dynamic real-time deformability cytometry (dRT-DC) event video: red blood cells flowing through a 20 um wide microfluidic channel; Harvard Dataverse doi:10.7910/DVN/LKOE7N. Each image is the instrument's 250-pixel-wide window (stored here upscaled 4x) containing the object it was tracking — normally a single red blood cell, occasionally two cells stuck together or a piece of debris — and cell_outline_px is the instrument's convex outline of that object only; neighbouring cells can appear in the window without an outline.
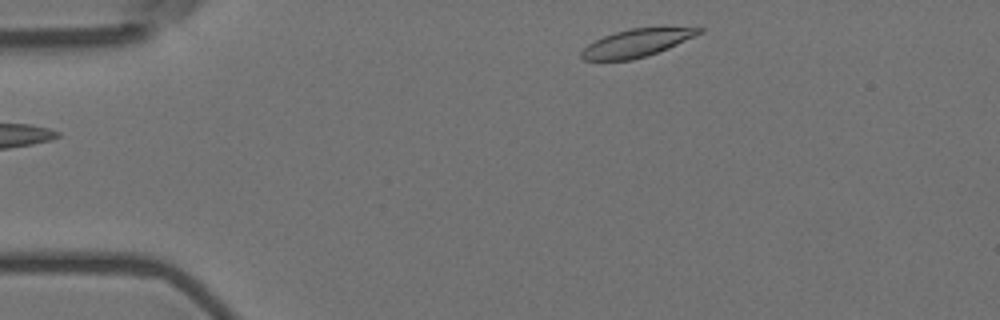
{"species": "Egyptian fruit bat (a non-hibernating species)", "species_latin": "Rousettus aegyptiacus", "temperature_condition": "room temperature", "stored_images_in_passage": 48, "camera_frame_rate_fps": 3000, "um_per_image_px": 0.085, "animal": {"sex": "female"}, "frame": {"image": 1, "passage_image": 1, "time_ms": 0.0, "image_size_px": [1000, 320], "cell_outline_px": [[704, 32], [668, 48], [632, 60], [584, 60], [580, 56], [580, 52], [588, 44], [604, 36], [616, 32], [632, 28], [704, 28]], "centroid_in_image_um": [54.09, 3.66], "position_along_channel_um": 30.9, "area_um2": 18.55}}
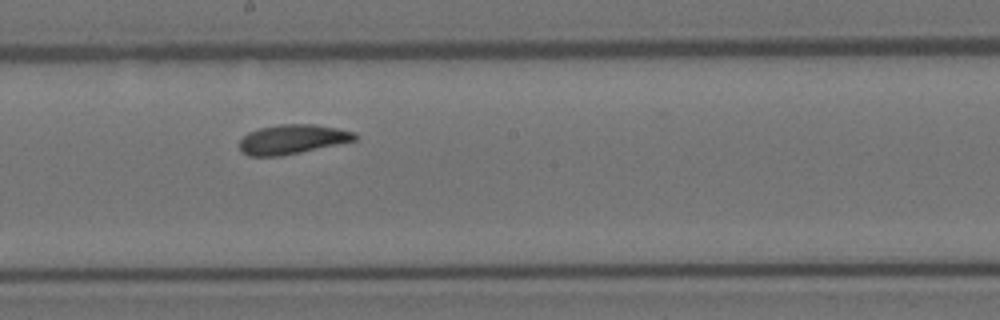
{"frame": {"image": 2, "passage_image": 22, "time_ms": 7.0, "image_size_px": [1000, 320], "cell_outline_px": [[356, 140], [300, 152], [280, 156], [248, 156], [240, 152], [240, 140], [248, 132], [260, 128], [280, 124], [316, 124], [356, 132]], "centroid_in_image_um": [24.82, 11.84], "position_along_channel_um": 223.4, "area_um2": 19.71}}
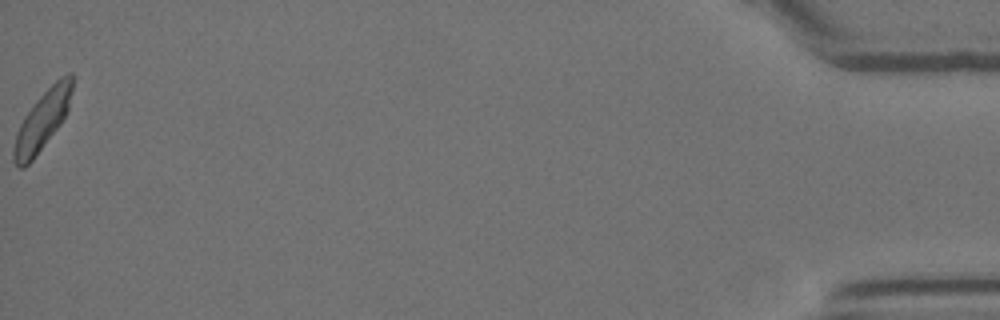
{"frame": {"image": 3, "passage_image": 48, "time_ms": 15.667, "image_size_px": [1000, 320], "cell_outline_px": [[72, 88], [68, 112], [60, 124], [32, 160], [24, 168], [20, 168], [12, 160], [12, 152], [16, 132], [24, 116], [36, 100], [60, 76], [68, 72], [72, 72]], "centroid_in_image_um": [3.59, 10.24], "position_along_channel_um": 431.6, "area_um2": 20.0}, "authors_computed_cell_mechanics": {"area_um2": 19.7965, "velocity_mm_per_s": 3.5319, "shape_relaxation_time_tau1_ms": 3.0003, "shape_relaxation_time_tau2_ms": 1.91, "deformation_change_tau1": 0.1199, "deformation_change_tau2": 0.075}}